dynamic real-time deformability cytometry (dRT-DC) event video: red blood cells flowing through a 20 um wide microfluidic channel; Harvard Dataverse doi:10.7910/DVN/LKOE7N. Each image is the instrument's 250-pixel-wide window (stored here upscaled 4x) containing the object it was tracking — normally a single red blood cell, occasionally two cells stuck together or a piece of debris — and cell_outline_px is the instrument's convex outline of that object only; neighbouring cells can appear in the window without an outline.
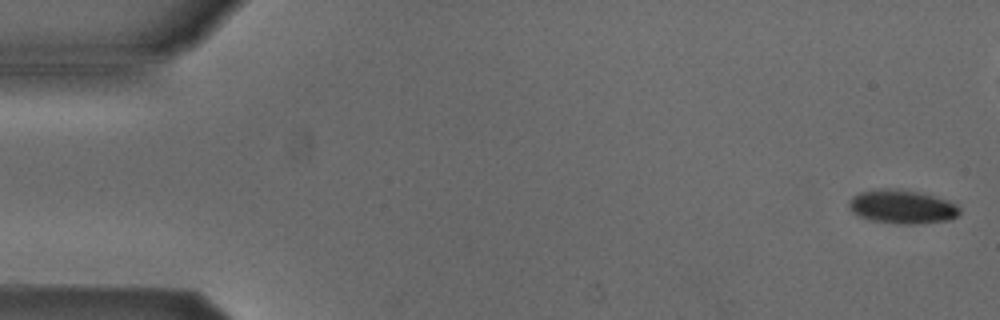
{"species": "Egyptian fruit bat (a non-hibernating species)", "species_latin": "Rousettus aegyptiacus", "temperature_condition": "cold", "stored_images_in_passage": 5, "camera_frame_rate_fps": 3000, "um_per_image_px": 0.085, "animal": {"sex": "male"}, "frame": {"image": 1, "passage_image": 1, "time_ms": 0.0, "image_size_px": [1000, 320], "cell_outline_px": [[960, 212], [956, 216], [948, 220], [912, 224], [900, 224], [872, 220], [860, 216], [852, 212], [848, 208], [848, 200], [852, 196], [860, 192], [880, 188], [892, 188], [916, 192], [948, 200], [956, 204], [960, 208]], "centroid_in_image_um": [76.64, 17.57], "position_along_channel_um": 8.4, "area_um2": 21.62}}